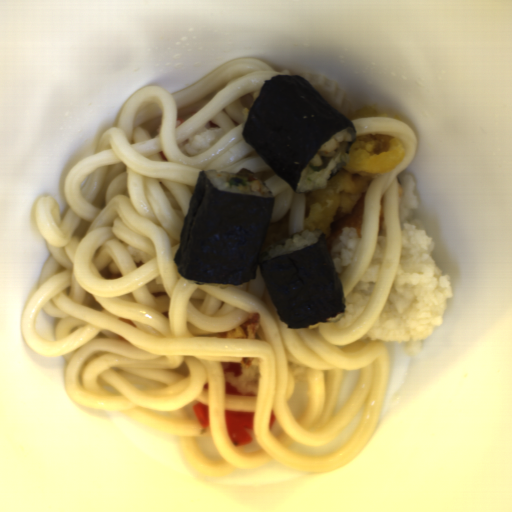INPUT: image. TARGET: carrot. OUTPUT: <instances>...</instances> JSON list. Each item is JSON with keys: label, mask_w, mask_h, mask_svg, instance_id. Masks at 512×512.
<instances>
[{"label": "carrot", "mask_w": 512, "mask_h": 512, "mask_svg": "<svg viewBox=\"0 0 512 512\" xmlns=\"http://www.w3.org/2000/svg\"><path fill=\"white\" fill-rule=\"evenodd\" d=\"M254 180H256V179H255V177H253L252 175H250V176L248 177V180H247V181H248V183H253V181H254Z\"/></svg>", "instance_id": "1"}]
</instances>
